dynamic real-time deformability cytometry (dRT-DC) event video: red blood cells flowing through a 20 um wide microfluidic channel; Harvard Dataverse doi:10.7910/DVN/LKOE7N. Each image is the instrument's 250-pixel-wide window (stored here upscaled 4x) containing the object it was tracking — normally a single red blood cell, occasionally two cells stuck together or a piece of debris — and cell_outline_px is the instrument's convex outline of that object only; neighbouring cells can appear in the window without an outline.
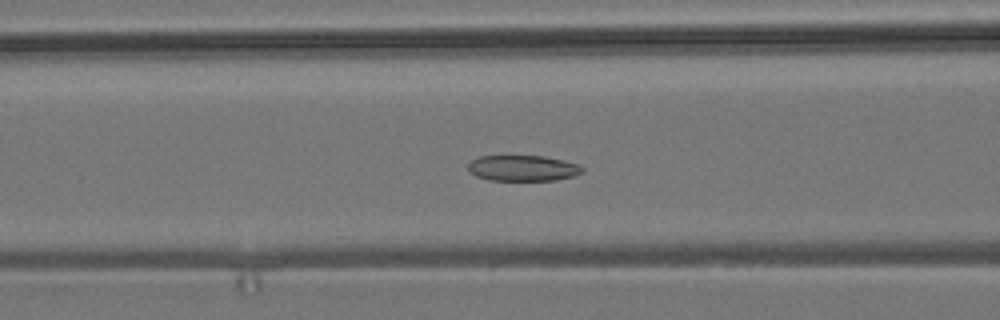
{"species": "common noctule bat (a hibernating species)", "species_latin": "Nyctalus noctula", "temperature_condition": "room temperature", "stored_images_in_passage": 58, "segment_of_instrument_passage": [1, 2], "camera_frame_rate_fps": 3000, "um_per_image_px": 0.085, "animal": {"sex": "male", "body_mass_g": 19.2, "forearm_length_mm": 51.8}, "frame": {"image": 1, "passage_image": 23, "time_ms": 7.333, "image_size_px": [1000, 320], "cell_outline_px": [[584, 172], [572, 176], [556, 180], [488, 180], [476, 176], [468, 172], [468, 164], [472, 160], [480, 156], [544, 156], [564, 160], [580, 164], [584, 168]], "centroid_in_image_um": [44.45, 14.29], "position_along_channel_um": 122.1, "area_um2": 17.28}}
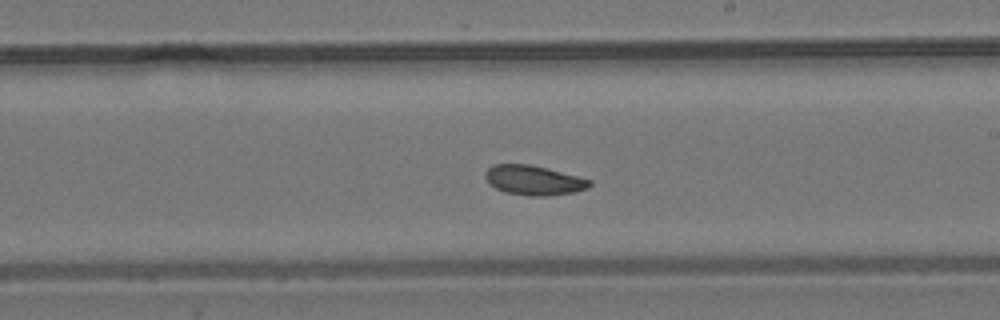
{"frame": {"image": 2, "passage_image": 33, "time_ms": 10.667, "image_size_px": [1000, 320], "cell_outline_px": [[592, 184], [588, 188], [576, 192], [548, 196], [528, 196], [504, 192], [488, 184], [484, 176], [484, 172], [492, 164], [528, 164], [592, 180]], "centroid_in_image_um": [45.33, 15.33], "position_along_channel_um": 243.7, "area_um2": 18.09}}
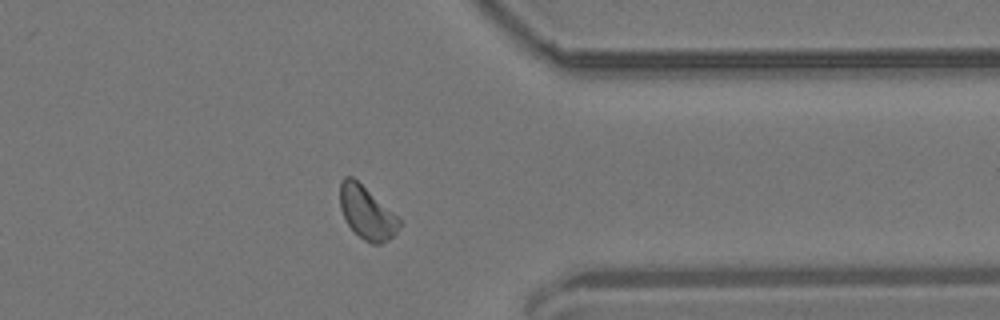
{"frame": {"image": 3, "passage_image": 45, "time_ms": 14.667, "image_size_px": [1000, 320], "cell_outline_px": [[400, 228], [388, 240], [380, 244], [372, 244], [364, 240], [348, 224], [340, 208], [340, 180], [344, 176], [352, 176], [396, 216], [400, 220]], "centroid_in_image_um": [31.15, 18.08], "position_along_channel_um": 380.3, "area_um2": 17.74}}